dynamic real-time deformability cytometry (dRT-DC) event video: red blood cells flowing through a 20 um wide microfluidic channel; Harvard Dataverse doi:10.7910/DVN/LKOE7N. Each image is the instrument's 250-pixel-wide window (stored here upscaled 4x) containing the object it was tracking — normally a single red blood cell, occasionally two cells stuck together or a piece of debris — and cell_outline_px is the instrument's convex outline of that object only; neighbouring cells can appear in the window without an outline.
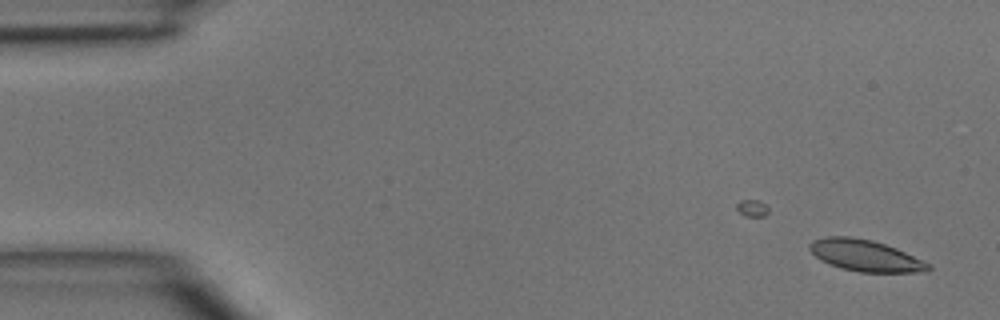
{"species": "common noctule bat (a hibernating species)", "species_latin": "Nyctalus noctula", "temperature_condition": "room temperature", "stored_images_in_passage": 41, "camera_frame_rate_fps": 3000, "um_per_image_px": 0.085, "animal": {"sex": "male", "body_mass_g": 15.6}, "frame": {"image": 1, "passage_image": 1, "time_ms": 0.0, "image_size_px": [1000, 320], "cell_outline_px": [[932, 268], [924, 272], [860, 272], [840, 268], [820, 260], [808, 248], [808, 244], [812, 240], [824, 236], [848, 236], [872, 240], [896, 248], [932, 264]], "centroid_in_image_um": [73.54, 21.72], "position_along_channel_um": 11.5, "area_um2": 21.85}}
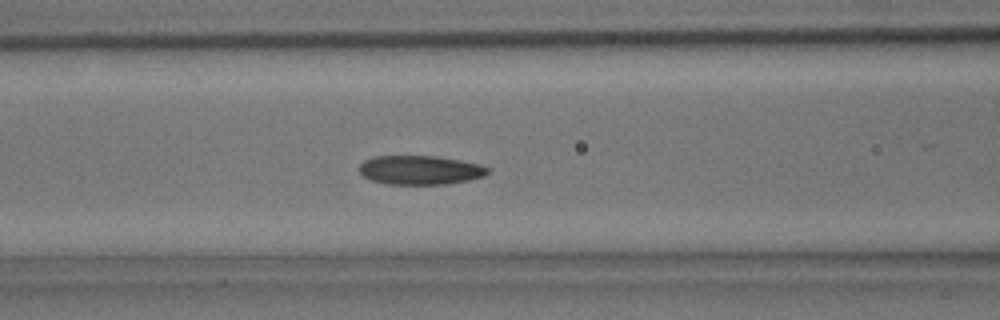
{"frame": {"image": 2, "passage_image": 18, "time_ms": 5.667, "image_size_px": [1000, 320], "cell_outline_px": [[488, 172], [484, 176], [468, 180], [444, 184], [388, 184], [372, 180], [364, 176], [360, 172], [360, 164], [364, 160], [376, 156], [436, 156], [460, 160], [480, 164], [488, 168]], "centroid_in_image_um": [35.71, 14.45], "position_along_channel_um": 130.9, "area_um2": 21.56}}
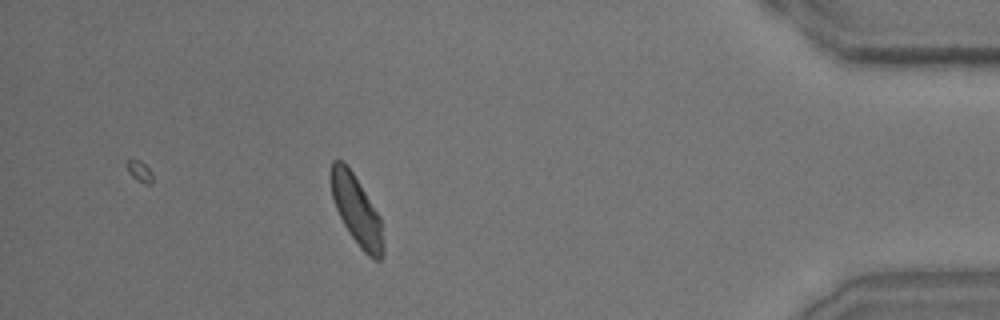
{"frame": {"image": 3, "passage_image": 41, "time_ms": 13.333, "image_size_px": [1000, 320], "cell_outline_px": [[384, 256], [380, 260], [376, 260], [368, 256], [360, 248], [344, 224], [336, 208], [332, 196], [328, 172], [332, 160], [344, 160], [352, 172], [380, 216], [384, 244]], "centroid_in_image_um": [30.29, 17.85], "position_along_channel_um": 404.9, "area_um2": 21.21}}